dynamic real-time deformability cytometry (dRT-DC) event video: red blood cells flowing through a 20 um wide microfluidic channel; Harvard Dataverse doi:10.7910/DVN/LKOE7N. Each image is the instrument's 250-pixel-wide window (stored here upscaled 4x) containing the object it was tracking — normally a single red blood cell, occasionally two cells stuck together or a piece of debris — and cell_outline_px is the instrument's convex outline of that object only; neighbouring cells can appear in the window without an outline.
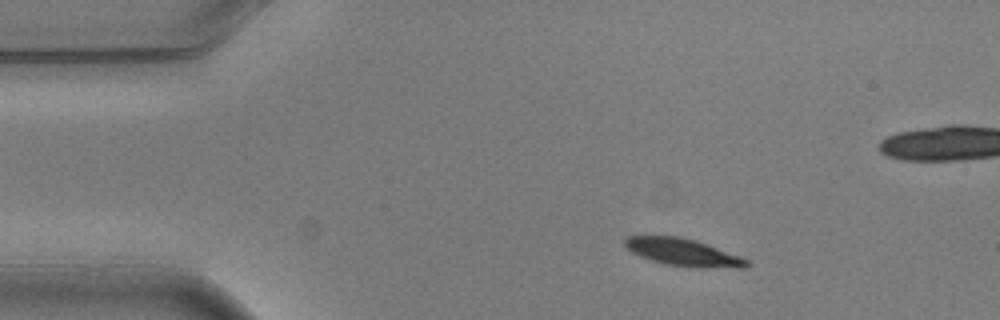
{"species": "common noctule bat (a hibernating species)", "species_latin": "Nyctalus noctula", "temperature_condition": "warm", "stored_images_in_passage": 4, "camera_frame_rate_fps": 3000, "um_per_image_px": 0.085, "animal": {"sex": "male", "body_mass_g": 20.5, "forearm_length_mm": 52.5}, "frame": {"image": 1, "passage_image": 1, "time_ms": 0.0, "image_size_px": [1000, 320], "cell_outline_px": [[752, 264], [748, 268], [736, 268], [664, 264], [640, 256], [632, 252], [624, 244], [624, 240], [628, 236], [680, 236], [696, 240], [740, 256], [748, 260]], "centroid_in_image_um": [58.09, 21.43], "position_along_channel_um": 26.9, "area_um2": 19.02}}